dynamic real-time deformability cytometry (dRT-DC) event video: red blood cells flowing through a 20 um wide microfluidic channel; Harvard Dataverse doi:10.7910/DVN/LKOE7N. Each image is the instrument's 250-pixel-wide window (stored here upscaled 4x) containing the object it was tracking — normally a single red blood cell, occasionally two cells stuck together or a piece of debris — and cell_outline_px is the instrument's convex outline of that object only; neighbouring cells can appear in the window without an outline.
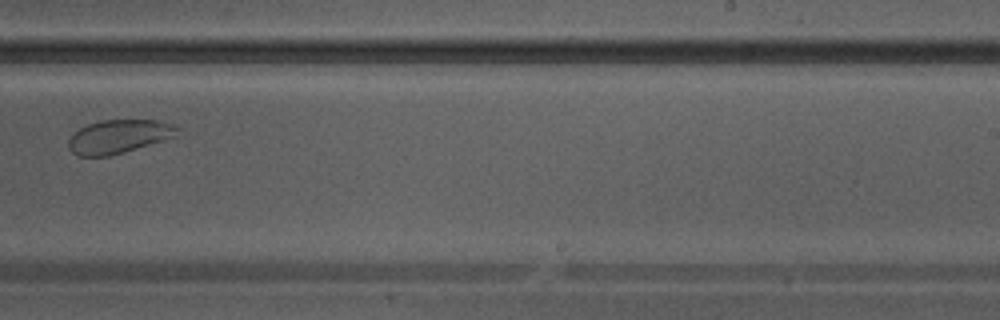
{"species": "Egyptian fruit bat (a non-hibernating species)", "species_latin": "Rousettus aegyptiacus", "temperature_condition": "warm", "stored_images_in_passage": 34, "camera_frame_rate_fps": 3000, "um_per_image_px": 0.085, "animal": {"sex": "male"}, "frame": {"image": 1, "passage_image": 20, "time_ms": 6.333, "image_size_px": [1000, 320], "cell_outline_px": [[184, 128], [172, 136], [164, 140], [108, 156], [76, 156], [68, 148], [68, 140], [72, 132], [88, 124], [104, 120], [156, 120], [172, 124]], "centroid_in_image_um": [10.06, 11.6], "position_along_channel_um": 278.9, "area_um2": 21.21}}